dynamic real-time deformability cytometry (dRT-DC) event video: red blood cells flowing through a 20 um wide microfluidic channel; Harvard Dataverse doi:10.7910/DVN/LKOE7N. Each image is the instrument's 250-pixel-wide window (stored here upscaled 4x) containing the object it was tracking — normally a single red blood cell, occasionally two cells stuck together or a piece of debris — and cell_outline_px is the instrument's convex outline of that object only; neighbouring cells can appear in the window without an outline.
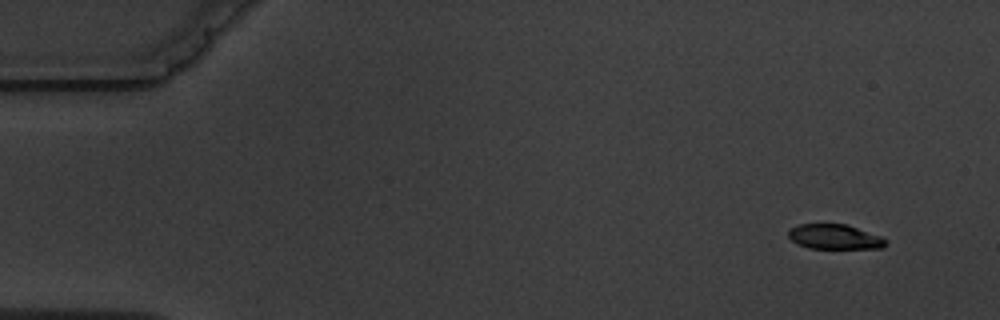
{"species": "common noctule bat (a hibernating species)", "species_latin": "Nyctalus noctula", "temperature_condition": "warm", "stored_images_in_passage": 5, "camera_frame_rate_fps": 3000, "um_per_image_px": 0.085, "animal": {"sex": "male", "body_mass_g": 19.5, "forearm_length_mm": 54.6}, "frame": {"image": 1, "passage_image": 1, "time_ms": 0.0, "image_size_px": [1000, 320], "cell_outline_px": [[888, 244], [884, 248], [808, 248], [796, 244], [788, 236], [788, 232], [792, 228], [800, 224], [848, 224], [880, 236], [888, 240]], "centroid_in_image_um": [70.98, 20.13], "position_along_channel_um": 14.0, "area_um2": 14.16}}
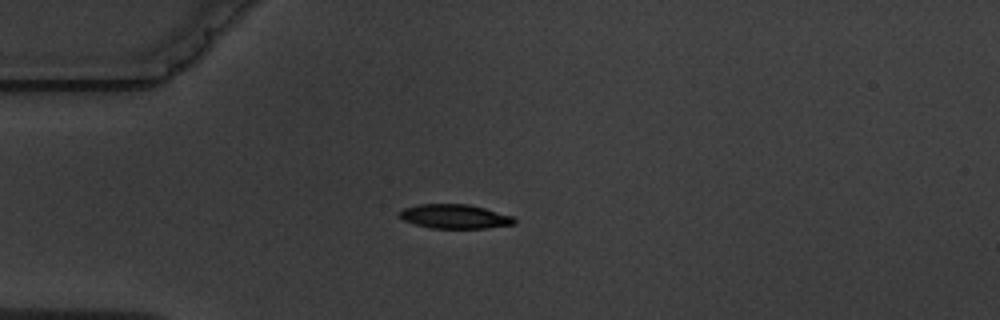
{"frame": {"image": 2, "passage_image": 4, "time_ms": 3.667, "image_size_px": [1000, 320], "cell_outline_px": [[516, 224], [488, 228], [432, 228], [416, 224], [404, 220], [396, 216], [404, 208], [416, 204], [468, 204], [484, 208], [512, 216], [516, 220]], "centroid_in_image_um": [38.65, 18.4], "position_along_channel_um": 46.4, "area_um2": 16.18}}